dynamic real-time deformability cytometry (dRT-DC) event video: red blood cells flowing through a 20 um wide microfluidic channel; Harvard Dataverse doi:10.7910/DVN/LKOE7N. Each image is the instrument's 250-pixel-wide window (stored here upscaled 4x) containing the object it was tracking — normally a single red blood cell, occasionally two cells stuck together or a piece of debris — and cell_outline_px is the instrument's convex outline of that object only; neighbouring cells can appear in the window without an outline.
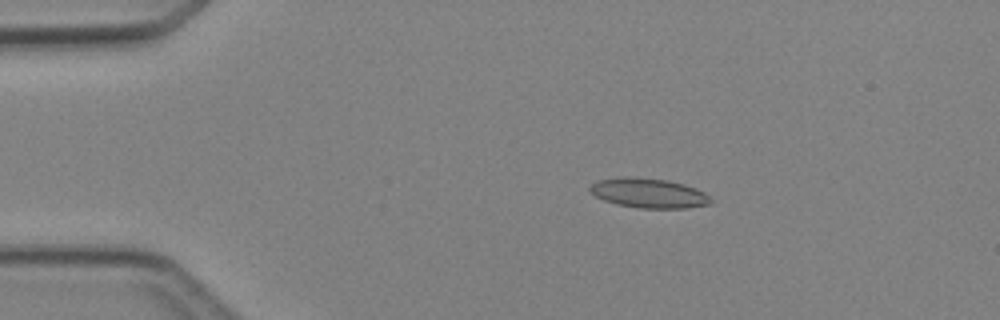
{"species": "Egyptian fruit bat (a non-hibernating species)", "species_latin": "Rousettus aegyptiacus", "temperature_condition": "cold", "stored_images_in_passage": 5, "camera_frame_rate_fps": 3000, "um_per_image_px": 0.085, "animal": {"sex": "female"}, "frame": {"image": 1, "passage_image": 2, "time_ms": 1.333, "image_size_px": [1000, 320], "cell_outline_px": [[712, 204], [688, 208], [640, 208], [616, 204], [604, 200], [588, 192], [588, 188], [596, 180], [620, 176], [632, 176], [668, 180], [684, 184], [696, 188], [704, 192], [712, 200]], "centroid_in_image_um": [55.11, 16.4], "position_along_channel_um": 29.9, "area_um2": 21.21}}
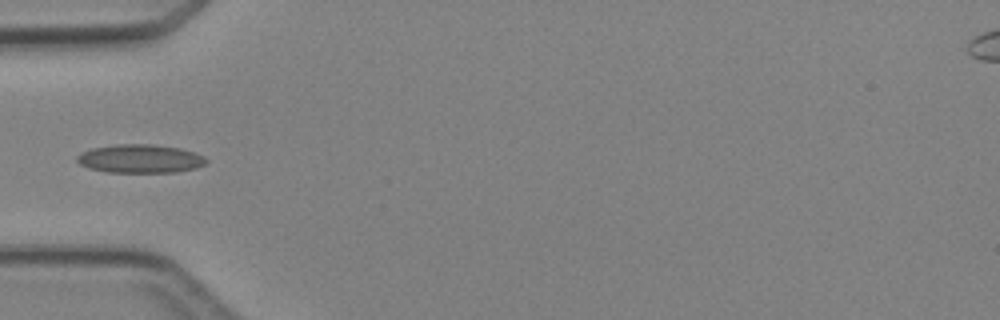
{"frame": {"image": 2, "passage_image": 4, "time_ms": 3.667, "image_size_px": [1000, 320], "cell_outline_px": [[208, 160], [204, 164], [196, 168], [176, 172], [108, 172], [88, 168], [80, 164], [76, 160], [76, 156], [80, 152], [92, 148], [116, 144], [152, 144], [180, 148], [204, 156]], "centroid_in_image_um": [11.88, 13.49], "position_along_channel_um": 73.1, "area_um2": 21.5}}
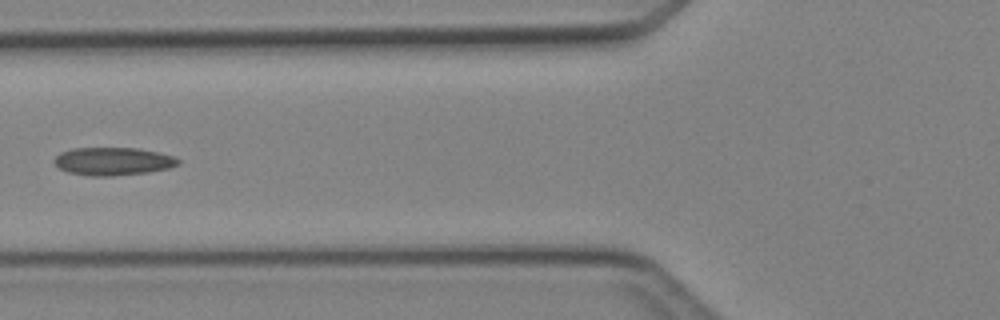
{"frame": {"image": 3, "passage_image": 5, "time_ms": 4.667, "image_size_px": [1000, 320], "cell_outline_px": [[180, 164], [168, 168], [148, 172], [112, 176], [92, 176], [68, 172], [60, 168], [52, 160], [60, 152], [72, 148], [136, 148], [176, 156], [180, 160]], "centroid_in_image_um": [9.61, 13.71], "position_along_channel_um": 116.2, "area_um2": 20.17}}